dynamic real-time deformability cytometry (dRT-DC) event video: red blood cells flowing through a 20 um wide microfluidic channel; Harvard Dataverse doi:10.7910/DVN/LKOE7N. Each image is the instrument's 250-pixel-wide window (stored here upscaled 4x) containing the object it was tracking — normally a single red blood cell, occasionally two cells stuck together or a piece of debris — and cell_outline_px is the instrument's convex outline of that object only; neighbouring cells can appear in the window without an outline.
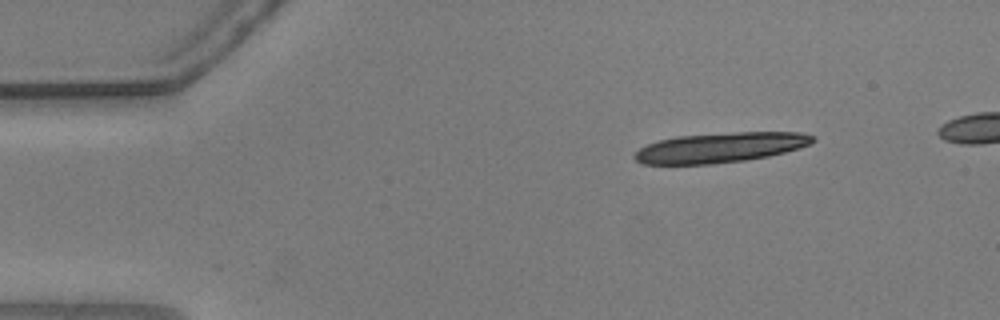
{"species": "common noctule bat (a hibernating species)", "species_latin": "Nyctalus noctula", "temperature_condition": "warm", "stored_images_in_passage": 12, "camera_frame_rate_fps": 3000, "um_per_image_px": 0.085, "animal": {"sex": "male", "body_mass_g": 20.5, "forearm_length_mm": 52.5}, "frame": {"image": 1, "passage_image": 1, "time_ms": 0.0, "image_size_px": [1000, 320], "cell_outline_px": [[816, 140], [800, 148], [768, 156], [744, 160], [712, 164], [644, 164], [636, 160], [632, 156], [640, 148], [648, 144], [660, 140], [676, 136], [732, 132], [800, 132], [816, 136]], "centroid_in_image_um": [61.24, 12.53], "position_along_channel_um": 23.8, "area_um2": 31.1}}